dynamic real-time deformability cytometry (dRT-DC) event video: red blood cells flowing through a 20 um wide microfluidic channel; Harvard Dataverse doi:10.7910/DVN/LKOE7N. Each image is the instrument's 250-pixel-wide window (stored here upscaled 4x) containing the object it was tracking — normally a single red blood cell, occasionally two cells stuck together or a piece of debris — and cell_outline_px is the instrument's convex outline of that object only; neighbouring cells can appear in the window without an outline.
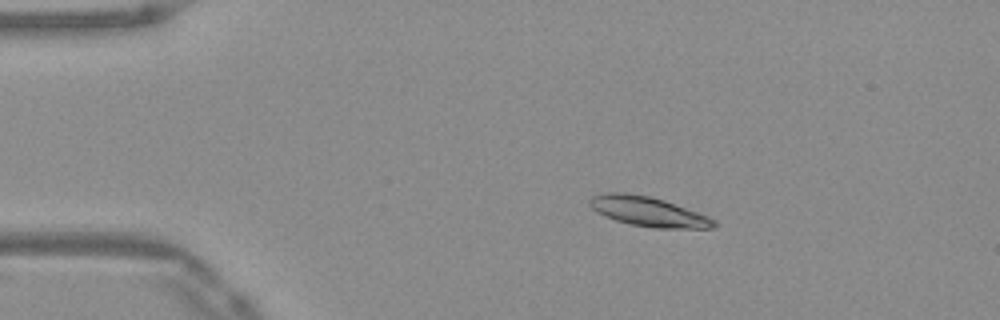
{"species": "Egyptian fruit bat (a non-hibernating species)", "species_latin": "Rousettus aegyptiacus", "temperature_condition": "warm", "stored_images_in_passage": 51, "camera_frame_rate_fps": 3000, "um_per_image_px": 0.085, "frame": {"image": 1, "passage_image": 9, "time_ms": 2.667, "image_size_px": [1000, 320], "cell_outline_px": [[716, 224], [712, 228], [652, 228], [632, 224], [616, 220], [604, 216], [596, 212], [588, 204], [588, 200], [592, 196], [608, 192], [624, 192], [648, 196], [664, 200], [708, 216], [716, 220]], "centroid_in_image_um": [55.07, 17.98], "position_along_channel_um": 29.9, "area_um2": 21.39}}
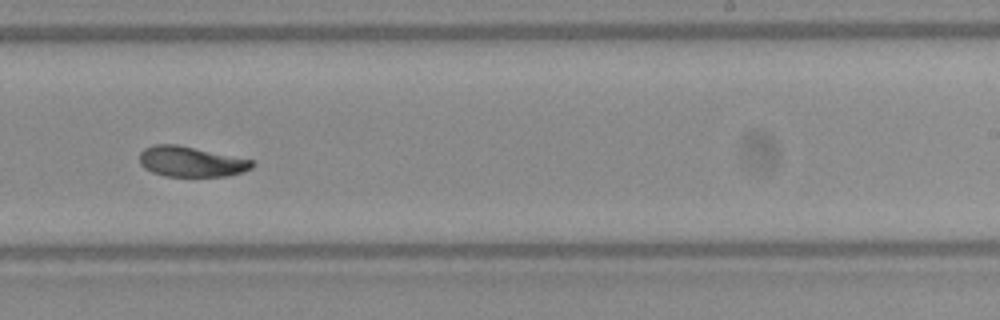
{"frame": {"image": 2, "passage_image": 32, "time_ms": 10.333, "image_size_px": [1000, 320], "cell_outline_px": [[256, 164], [252, 168], [244, 172], [228, 176], [164, 176], [152, 172], [144, 168], [140, 164], [140, 152], [144, 148], [152, 144], [176, 144], [252, 160]], "centroid_in_image_um": [16.23, 13.74], "position_along_channel_um": 272.8, "area_um2": 19.94}}
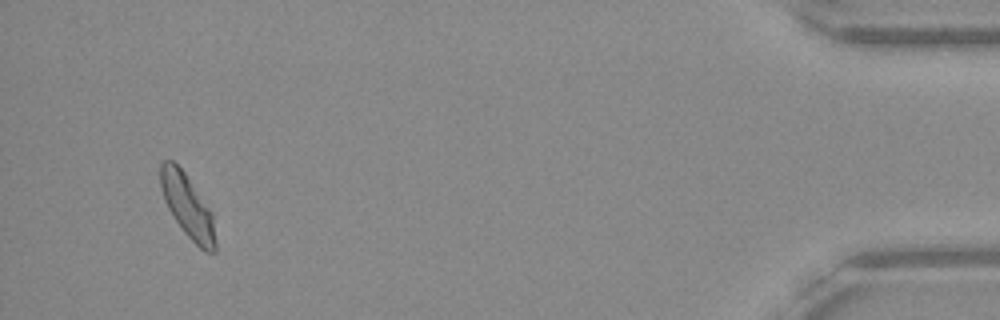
{"frame": {"image": 3, "passage_image": 49, "time_ms": 16.0, "image_size_px": [1000, 320], "cell_outline_px": [[216, 252], [204, 252], [184, 232], [168, 208], [164, 200], [160, 188], [160, 164], [164, 160], [172, 160], [184, 172], [212, 212], [216, 240]], "centroid_in_image_um": [15.94, 17.53], "position_along_channel_um": 419.3, "area_um2": 20.06}, "authors_computed_cell_mechanics": {"area_um2": 20.7502, "velocity_mm_per_s": 3.905, "shape_relaxation_time_tau1_ms": 6.0772, "shape_relaxation_time_tau2_ms": 2.1669, "deformation_change_tau1": 0.1985, "deformation_change_tau2": 0.0631}}